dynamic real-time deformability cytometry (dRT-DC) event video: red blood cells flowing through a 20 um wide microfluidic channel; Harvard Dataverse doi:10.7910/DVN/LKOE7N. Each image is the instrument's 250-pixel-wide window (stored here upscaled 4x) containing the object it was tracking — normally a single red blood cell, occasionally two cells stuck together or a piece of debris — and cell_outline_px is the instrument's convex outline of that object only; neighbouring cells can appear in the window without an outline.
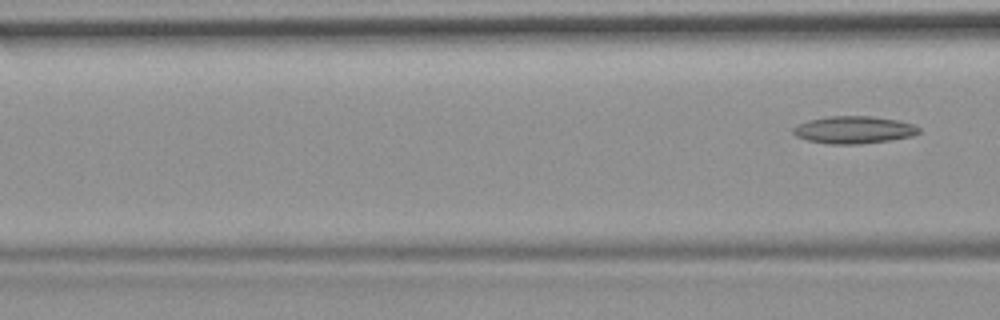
{"species": "common noctule bat (a hibernating species)", "species_latin": "Nyctalus noctula", "temperature_condition": "room temperature", "stored_images_in_passage": 7, "segment_of_instrument_passage": [2, 2], "camera_frame_rate_fps": 3000, "um_per_image_px": 0.085, "animal": {"sex": "female", "body_mass_g": 19.9}, "frame": {"image": 1, "passage_image": 7, "time_ms": 7.667, "image_size_px": [1000, 320], "cell_outline_px": [[920, 132], [912, 136], [888, 140], [860, 144], [828, 144], [808, 140], [796, 136], [792, 132], [792, 128], [808, 120], [828, 116], [872, 116], [900, 120], [912, 124], [920, 128]], "centroid_in_image_um": [72.58, 11.03], "position_along_channel_um": 94.0, "area_um2": 20.06}}